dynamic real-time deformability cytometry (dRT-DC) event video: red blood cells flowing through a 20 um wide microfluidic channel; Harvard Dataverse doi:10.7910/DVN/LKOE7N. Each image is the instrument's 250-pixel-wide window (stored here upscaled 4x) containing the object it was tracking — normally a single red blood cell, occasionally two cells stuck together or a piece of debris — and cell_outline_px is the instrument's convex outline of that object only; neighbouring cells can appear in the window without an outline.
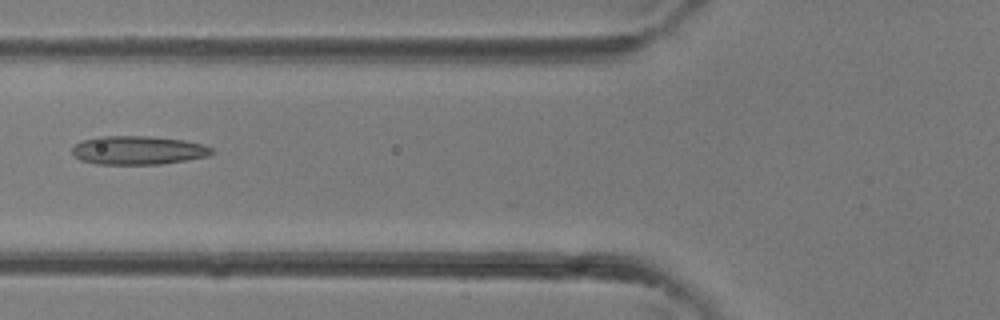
{"species": "common noctule bat (a hibernating species)", "species_latin": "Nyctalus noctula", "temperature_condition": "room temperature", "stored_images_in_passage": 2, "camera_frame_rate_fps": 3000, "um_per_image_px": 0.085, "animal": {"sex": "female"}, "frame": {"image": 1, "passage_image": 2, "time_ms": 0.333, "image_size_px": [1000, 320], "cell_outline_px": [[216, 152], [208, 156], [160, 164], [96, 164], [80, 160], [72, 152], [72, 148], [80, 140], [96, 136], [152, 136], [184, 140], [204, 144], [212, 148]], "centroid_in_image_um": [11.74, 12.76], "position_along_channel_um": 114.1, "area_um2": 23.47}}